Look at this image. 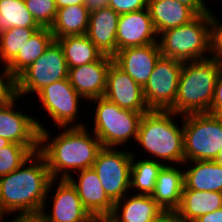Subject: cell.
Masks as SVG:
<instances>
[{
    "mask_svg": "<svg viewBox=\"0 0 222 222\" xmlns=\"http://www.w3.org/2000/svg\"><path fill=\"white\" fill-rule=\"evenodd\" d=\"M221 207V192L183 190L176 212L185 222H194L197 218Z\"/></svg>",
    "mask_w": 222,
    "mask_h": 222,
    "instance_id": "cell-25",
    "label": "cell"
},
{
    "mask_svg": "<svg viewBox=\"0 0 222 222\" xmlns=\"http://www.w3.org/2000/svg\"><path fill=\"white\" fill-rule=\"evenodd\" d=\"M68 78L64 52L57 40H53L45 52L13 80V94L22 98L34 97L45 86ZM25 96V97H24Z\"/></svg>",
    "mask_w": 222,
    "mask_h": 222,
    "instance_id": "cell-8",
    "label": "cell"
},
{
    "mask_svg": "<svg viewBox=\"0 0 222 222\" xmlns=\"http://www.w3.org/2000/svg\"><path fill=\"white\" fill-rule=\"evenodd\" d=\"M67 180L76 189L83 206L91 216L111 214L114 202L104 191L101 181L93 168L78 171Z\"/></svg>",
    "mask_w": 222,
    "mask_h": 222,
    "instance_id": "cell-17",
    "label": "cell"
},
{
    "mask_svg": "<svg viewBox=\"0 0 222 222\" xmlns=\"http://www.w3.org/2000/svg\"><path fill=\"white\" fill-rule=\"evenodd\" d=\"M194 222H222V207L197 218Z\"/></svg>",
    "mask_w": 222,
    "mask_h": 222,
    "instance_id": "cell-40",
    "label": "cell"
},
{
    "mask_svg": "<svg viewBox=\"0 0 222 222\" xmlns=\"http://www.w3.org/2000/svg\"><path fill=\"white\" fill-rule=\"evenodd\" d=\"M103 97L122 109L139 113L150 111L144 98L143 87L114 62L108 69L106 90Z\"/></svg>",
    "mask_w": 222,
    "mask_h": 222,
    "instance_id": "cell-14",
    "label": "cell"
},
{
    "mask_svg": "<svg viewBox=\"0 0 222 222\" xmlns=\"http://www.w3.org/2000/svg\"><path fill=\"white\" fill-rule=\"evenodd\" d=\"M7 222H46V219L40 214H15Z\"/></svg>",
    "mask_w": 222,
    "mask_h": 222,
    "instance_id": "cell-38",
    "label": "cell"
},
{
    "mask_svg": "<svg viewBox=\"0 0 222 222\" xmlns=\"http://www.w3.org/2000/svg\"><path fill=\"white\" fill-rule=\"evenodd\" d=\"M119 14L110 7L91 11L86 35L102 53L113 57L116 54V34Z\"/></svg>",
    "mask_w": 222,
    "mask_h": 222,
    "instance_id": "cell-19",
    "label": "cell"
},
{
    "mask_svg": "<svg viewBox=\"0 0 222 222\" xmlns=\"http://www.w3.org/2000/svg\"><path fill=\"white\" fill-rule=\"evenodd\" d=\"M183 190L222 193V167L214 161H186Z\"/></svg>",
    "mask_w": 222,
    "mask_h": 222,
    "instance_id": "cell-22",
    "label": "cell"
},
{
    "mask_svg": "<svg viewBox=\"0 0 222 222\" xmlns=\"http://www.w3.org/2000/svg\"><path fill=\"white\" fill-rule=\"evenodd\" d=\"M56 40L63 49L68 69L92 63L102 56L86 34L65 36Z\"/></svg>",
    "mask_w": 222,
    "mask_h": 222,
    "instance_id": "cell-28",
    "label": "cell"
},
{
    "mask_svg": "<svg viewBox=\"0 0 222 222\" xmlns=\"http://www.w3.org/2000/svg\"><path fill=\"white\" fill-rule=\"evenodd\" d=\"M222 66L210 58L183 62L176 101L169 109L179 114L208 113Z\"/></svg>",
    "mask_w": 222,
    "mask_h": 222,
    "instance_id": "cell-4",
    "label": "cell"
},
{
    "mask_svg": "<svg viewBox=\"0 0 222 222\" xmlns=\"http://www.w3.org/2000/svg\"><path fill=\"white\" fill-rule=\"evenodd\" d=\"M184 162L214 161L222 147V117L210 113L183 115Z\"/></svg>",
    "mask_w": 222,
    "mask_h": 222,
    "instance_id": "cell-7",
    "label": "cell"
},
{
    "mask_svg": "<svg viewBox=\"0 0 222 222\" xmlns=\"http://www.w3.org/2000/svg\"><path fill=\"white\" fill-rule=\"evenodd\" d=\"M211 9V58L222 66V19Z\"/></svg>",
    "mask_w": 222,
    "mask_h": 222,
    "instance_id": "cell-33",
    "label": "cell"
},
{
    "mask_svg": "<svg viewBox=\"0 0 222 222\" xmlns=\"http://www.w3.org/2000/svg\"><path fill=\"white\" fill-rule=\"evenodd\" d=\"M50 193L52 194L50 195ZM40 214L46 219V222H89L91 219V215L83 206L76 189L67 179L50 181Z\"/></svg>",
    "mask_w": 222,
    "mask_h": 222,
    "instance_id": "cell-13",
    "label": "cell"
},
{
    "mask_svg": "<svg viewBox=\"0 0 222 222\" xmlns=\"http://www.w3.org/2000/svg\"><path fill=\"white\" fill-rule=\"evenodd\" d=\"M158 34L147 8L121 14L116 34V52L125 48L158 44Z\"/></svg>",
    "mask_w": 222,
    "mask_h": 222,
    "instance_id": "cell-15",
    "label": "cell"
},
{
    "mask_svg": "<svg viewBox=\"0 0 222 222\" xmlns=\"http://www.w3.org/2000/svg\"><path fill=\"white\" fill-rule=\"evenodd\" d=\"M24 2L40 27L51 28L58 9L54 0H24Z\"/></svg>",
    "mask_w": 222,
    "mask_h": 222,
    "instance_id": "cell-32",
    "label": "cell"
},
{
    "mask_svg": "<svg viewBox=\"0 0 222 222\" xmlns=\"http://www.w3.org/2000/svg\"><path fill=\"white\" fill-rule=\"evenodd\" d=\"M152 222H185L176 211H164Z\"/></svg>",
    "mask_w": 222,
    "mask_h": 222,
    "instance_id": "cell-39",
    "label": "cell"
},
{
    "mask_svg": "<svg viewBox=\"0 0 222 222\" xmlns=\"http://www.w3.org/2000/svg\"><path fill=\"white\" fill-rule=\"evenodd\" d=\"M148 0H109L108 7L119 15L147 8Z\"/></svg>",
    "mask_w": 222,
    "mask_h": 222,
    "instance_id": "cell-34",
    "label": "cell"
},
{
    "mask_svg": "<svg viewBox=\"0 0 222 222\" xmlns=\"http://www.w3.org/2000/svg\"><path fill=\"white\" fill-rule=\"evenodd\" d=\"M161 56L183 62L211 56V11L197 15L190 22L167 29L158 35Z\"/></svg>",
    "mask_w": 222,
    "mask_h": 222,
    "instance_id": "cell-5",
    "label": "cell"
},
{
    "mask_svg": "<svg viewBox=\"0 0 222 222\" xmlns=\"http://www.w3.org/2000/svg\"><path fill=\"white\" fill-rule=\"evenodd\" d=\"M12 27L40 28L24 0H0V33Z\"/></svg>",
    "mask_w": 222,
    "mask_h": 222,
    "instance_id": "cell-29",
    "label": "cell"
},
{
    "mask_svg": "<svg viewBox=\"0 0 222 222\" xmlns=\"http://www.w3.org/2000/svg\"><path fill=\"white\" fill-rule=\"evenodd\" d=\"M51 180L44 157L34 153L18 169L0 177V207L9 216L40 213Z\"/></svg>",
    "mask_w": 222,
    "mask_h": 222,
    "instance_id": "cell-2",
    "label": "cell"
},
{
    "mask_svg": "<svg viewBox=\"0 0 222 222\" xmlns=\"http://www.w3.org/2000/svg\"><path fill=\"white\" fill-rule=\"evenodd\" d=\"M147 9L158 35L167 29L182 26L197 16L177 0H148Z\"/></svg>",
    "mask_w": 222,
    "mask_h": 222,
    "instance_id": "cell-23",
    "label": "cell"
},
{
    "mask_svg": "<svg viewBox=\"0 0 222 222\" xmlns=\"http://www.w3.org/2000/svg\"><path fill=\"white\" fill-rule=\"evenodd\" d=\"M39 107L45 116L52 119V124L58 127H85L80 120V109L86 100L73 88L68 78L45 86L36 95ZM83 101V102H82ZM79 118V119H78Z\"/></svg>",
    "mask_w": 222,
    "mask_h": 222,
    "instance_id": "cell-9",
    "label": "cell"
},
{
    "mask_svg": "<svg viewBox=\"0 0 222 222\" xmlns=\"http://www.w3.org/2000/svg\"><path fill=\"white\" fill-rule=\"evenodd\" d=\"M109 0H85V6L89 11H94L104 7H108Z\"/></svg>",
    "mask_w": 222,
    "mask_h": 222,
    "instance_id": "cell-41",
    "label": "cell"
},
{
    "mask_svg": "<svg viewBox=\"0 0 222 222\" xmlns=\"http://www.w3.org/2000/svg\"><path fill=\"white\" fill-rule=\"evenodd\" d=\"M49 129L39 130L38 152L44 157L52 179H68L78 171L92 168L103 146L90 129L58 127L55 136Z\"/></svg>",
    "mask_w": 222,
    "mask_h": 222,
    "instance_id": "cell-1",
    "label": "cell"
},
{
    "mask_svg": "<svg viewBox=\"0 0 222 222\" xmlns=\"http://www.w3.org/2000/svg\"><path fill=\"white\" fill-rule=\"evenodd\" d=\"M10 143L11 142L8 139L0 137V149L9 145Z\"/></svg>",
    "mask_w": 222,
    "mask_h": 222,
    "instance_id": "cell-46",
    "label": "cell"
},
{
    "mask_svg": "<svg viewBox=\"0 0 222 222\" xmlns=\"http://www.w3.org/2000/svg\"><path fill=\"white\" fill-rule=\"evenodd\" d=\"M183 61L160 56L143 94L150 110H169L176 101Z\"/></svg>",
    "mask_w": 222,
    "mask_h": 222,
    "instance_id": "cell-11",
    "label": "cell"
},
{
    "mask_svg": "<svg viewBox=\"0 0 222 222\" xmlns=\"http://www.w3.org/2000/svg\"><path fill=\"white\" fill-rule=\"evenodd\" d=\"M134 150L135 147L131 150L130 192L134 194L152 195L158 173L161 171L164 164L150 159L138 158L137 150ZM136 158H138V160Z\"/></svg>",
    "mask_w": 222,
    "mask_h": 222,
    "instance_id": "cell-27",
    "label": "cell"
},
{
    "mask_svg": "<svg viewBox=\"0 0 222 222\" xmlns=\"http://www.w3.org/2000/svg\"><path fill=\"white\" fill-rule=\"evenodd\" d=\"M214 162H216L218 165L222 167V147L217 155V157L214 159Z\"/></svg>",
    "mask_w": 222,
    "mask_h": 222,
    "instance_id": "cell-45",
    "label": "cell"
},
{
    "mask_svg": "<svg viewBox=\"0 0 222 222\" xmlns=\"http://www.w3.org/2000/svg\"><path fill=\"white\" fill-rule=\"evenodd\" d=\"M19 99L15 94L0 98V137L24 146H39V130L49 126L35 117L36 114L33 117L19 110L16 107Z\"/></svg>",
    "mask_w": 222,
    "mask_h": 222,
    "instance_id": "cell-12",
    "label": "cell"
},
{
    "mask_svg": "<svg viewBox=\"0 0 222 222\" xmlns=\"http://www.w3.org/2000/svg\"><path fill=\"white\" fill-rule=\"evenodd\" d=\"M9 215L0 207V222H7Z\"/></svg>",
    "mask_w": 222,
    "mask_h": 222,
    "instance_id": "cell-44",
    "label": "cell"
},
{
    "mask_svg": "<svg viewBox=\"0 0 222 222\" xmlns=\"http://www.w3.org/2000/svg\"><path fill=\"white\" fill-rule=\"evenodd\" d=\"M162 212L151 195L129 192L114 203L110 215L116 222H152Z\"/></svg>",
    "mask_w": 222,
    "mask_h": 222,
    "instance_id": "cell-20",
    "label": "cell"
},
{
    "mask_svg": "<svg viewBox=\"0 0 222 222\" xmlns=\"http://www.w3.org/2000/svg\"><path fill=\"white\" fill-rule=\"evenodd\" d=\"M39 28L12 27L0 33V59L6 65Z\"/></svg>",
    "mask_w": 222,
    "mask_h": 222,
    "instance_id": "cell-30",
    "label": "cell"
},
{
    "mask_svg": "<svg viewBox=\"0 0 222 222\" xmlns=\"http://www.w3.org/2000/svg\"><path fill=\"white\" fill-rule=\"evenodd\" d=\"M208 113L222 117V69L216 80L214 98Z\"/></svg>",
    "mask_w": 222,
    "mask_h": 222,
    "instance_id": "cell-35",
    "label": "cell"
},
{
    "mask_svg": "<svg viewBox=\"0 0 222 222\" xmlns=\"http://www.w3.org/2000/svg\"><path fill=\"white\" fill-rule=\"evenodd\" d=\"M177 1L189 7L196 15L206 14L211 11L210 7L208 6V2H206L205 0H177Z\"/></svg>",
    "mask_w": 222,
    "mask_h": 222,
    "instance_id": "cell-37",
    "label": "cell"
},
{
    "mask_svg": "<svg viewBox=\"0 0 222 222\" xmlns=\"http://www.w3.org/2000/svg\"><path fill=\"white\" fill-rule=\"evenodd\" d=\"M0 98L9 97L13 94V80L9 77L6 64L0 59Z\"/></svg>",
    "mask_w": 222,
    "mask_h": 222,
    "instance_id": "cell-36",
    "label": "cell"
},
{
    "mask_svg": "<svg viewBox=\"0 0 222 222\" xmlns=\"http://www.w3.org/2000/svg\"><path fill=\"white\" fill-rule=\"evenodd\" d=\"M89 222H116L111 215L91 216Z\"/></svg>",
    "mask_w": 222,
    "mask_h": 222,
    "instance_id": "cell-43",
    "label": "cell"
},
{
    "mask_svg": "<svg viewBox=\"0 0 222 222\" xmlns=\"http://www.w3.org/2000/svg\"><path fill=\"white\" fill-rule=\"evenodd\" d=\"M54 40L50 28L40 27L6 65L9 77L14 80L23 70L37 60Z\"/></svg>",
    "mask_w": 222,
    "mask_h": 222,
    "instance_id": "cell-24",
    "label": "cell"
},
{
    "mask_svg": "<svg viewBox=\"0 0 222 222\" xmlns=\"http://www.w3.org/2000/svg\"><path fill=\"white\" fill-rule=\"evenodd\" d=\"M38 151L39 146H24L13 142L0 149V177L18 169Z\"/></svg>",
    "mask_w": 222,
    "mask_h": 222,
    "instance_id": "cell-31",
    "label": "cell"
},
{
    "mask_svg": "<svg viewBox=\"0 0 222 222\" xmlns=\"http://www.w3.org/2000/svg\"><path fill=\"white\" fill-rule=\"evenodd\" d=\"M205 1H208V0H205ZM214 1H215V0H209L208 2H210V3L213 2V3H214ZM220 1H221V0H220Z\"/></svg>",
    "mask_w": 222,
    "mask_h": 222,
    "instance_id": "cell-47",
    "label": "cell"
},
{
    "mask_svg": "<svg viewBox=\"0 0 222 222\" xmlns=\"http://www.w3.org/2000/svg\"><path fill=\"white\" fill-rule=\"evenodd\" d=\"M57 8H63L72 5H85V0H54Z\"/></svg>",
    "mask_w": 222,
    "mask_h": 222,
    "instance_id": "cell-42",
    "label": "cell"
},
{
    "mask_svg": "<svg viewBox=\"0 0 222 222\" xmlns=\"http://www.w3.org/2000/svg\"><path fill=\"white\" fill-rule=\"evenodd\" d=\"M93 107V130L90 129L101 141L103 147L124 148L129 143H135L139 124L144 113L122 109L115 103L108 101L104 97L95 98L88 101V105ZM95 105V106H94ZM128 142V143H127ZM125 145V146H124Z\"/></svg>",
    "mask_w": 222,
    "mask_h": 222,
    "instance_id": "cell-6",
    "label": "cell"
},
{
    "mask_svg": "<svg viewBox=\"0 0 222 222\" xmlns=\"http://www.w3.org/2000/svg\"><path fill=\"white\" fill-rule=\"evenodd\" d=\"M136 143L141 151L145 150L143 153L147 154L141 158L158 161L164 165L183 164V116L170 110H150L144 113Z\"/></svg>",
    "mask_w": 222,
    "mask_h": 222,
    "instance_id": "cell-3",
    "label": "cell"
},
{
    "mask_svg": "<svg viewBox=\"0 0 222 222\" xmlns=\"http://www.w3.org/2000/svg\"><path fill=\"white\" fill-rule=\"evenodd\" d=\"M179 166V167H178ZM183 165H164L158 173L151 197L164 211H176L184 188Z\"/></svg>",
    "mask_w": 222,
    "mask_h": 222,
    "instance_id": "cell-21",
    "label": "cell"
},
{
    "mask_svg": "<svg viewBox=\"0 0 222 222\" xmlns=\"http://www.w3.org/2000/svg\"><path fill=\"white\" fill-rule=\"evenodd\" d=\"M90 11L85 5H72L57 9L50 30L54 40L65 36L85 35L89 26Z\"/></svg>",
    "mask_w": 222,
    "mask_h": 222,
    "instance_id": "cell-26",
    "label": "cell"
},
{
    "mask_svg": "<svg viewBox=\"0 0 222 222\" xmlns=\"http://www.w3.org/2000/svg\"><path fill=\"white\" fill-rule=\"evenodd\" d=\"M128 149L103 147L92 165L114 203L130 192L132 152Z\"/></svg>",
    "mask_w": 222,
    "mask_h": 222,
    "instance_id": "cell-10",
    "label": "cell"
},
{
    "mask_svg": "<svg viewBox=\"0 0 222 222\" xmlns=\"http://www.w3.org/2000/svg\"><path fill=\"white\" fill-rule=\"evenodd\" d=\"M160 56L159 44H147L119 50L112 58L120 69L144 87Z\"/></svg>",
    "mask_w": 222,
    "mask_h": 222,
    "instance_id": "cell-18",
    "label": "cell"
},
{
    "mask_svg": "<svg viewBox=\"0 0 222 222\" xmlns=\"http://www.w3.org/2000/svg\"><path fill=\"white\" fill-rule=\"evenodd\" d=\"M113 58L102 55L97 61L68 69V80L87 102L104 96L108 69Z\"/></svg>",
    "mask_w": 222,
    "mask_h": 222,
    "instance_id": "cell-16",
    "label": "cell"
}]
</instances>
